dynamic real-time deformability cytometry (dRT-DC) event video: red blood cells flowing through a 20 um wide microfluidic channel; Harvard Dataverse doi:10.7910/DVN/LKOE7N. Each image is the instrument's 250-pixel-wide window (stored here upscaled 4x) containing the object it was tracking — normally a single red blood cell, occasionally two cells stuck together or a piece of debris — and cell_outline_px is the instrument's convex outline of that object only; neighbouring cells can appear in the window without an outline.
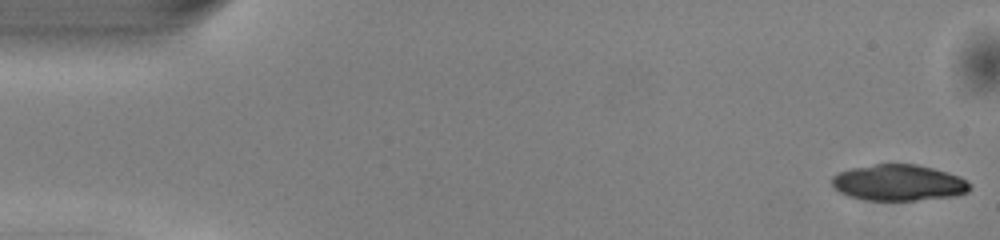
{"species": "common noctule bat (a hibernating species)", "species_latin": "Nyctalus noctula", "temperature_condition": "warm", "stored_images_in_passage": 49, "segment_of_instrument_passage": [1, 2], "camera_frame_rate_fps": 3000, "um_per_image_px": 0.085, "animal": {"sex": "male", "body_mass_g": 13.0, "forearm_length_mm": 53.1}, "frame": {"image": 1, "passage_image": 1, "time_ms": 0.0, "image_size_px": [1000, 240], "cell_outline_px": [[972, 188], [968, 192], [956, 196], [916, 200], [864, 200], [848, 196], [840, 192], [832, 184], [832, 176], [840, 172], [852, 168], [876, 164], [916, 164], [948, 172], [960, 176], [972, 184]], "centroid_in_image_um": [76.43, 15.53], "position_along_channel_um": 8.6, "area_um2": 29.13}}